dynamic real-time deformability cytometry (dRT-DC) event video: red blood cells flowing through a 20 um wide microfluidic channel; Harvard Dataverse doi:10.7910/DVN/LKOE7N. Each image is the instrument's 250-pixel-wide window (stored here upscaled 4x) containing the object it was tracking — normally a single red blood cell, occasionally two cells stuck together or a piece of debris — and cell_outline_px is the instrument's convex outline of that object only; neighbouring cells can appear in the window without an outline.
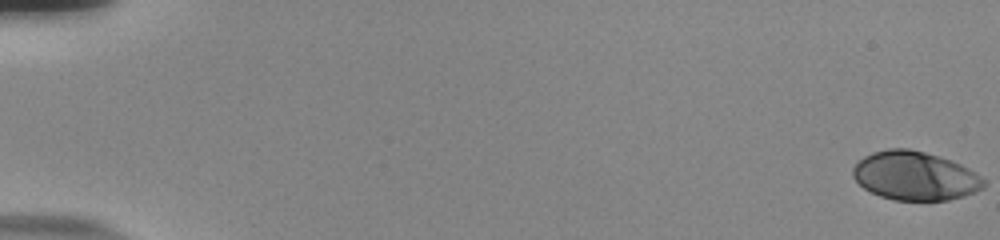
{"species": "human", "species_latin": "Homo sapiens", "temperature_condition": "room temperature", "stored_images_in_passage": 57, "camera_frame_rate_fps": 3000, "um_per_image_px": 0.085, "donor": {"sex": "male"}, "frame": {"image": 1, "passage_image": 1, "time_ms": 0.0, "image_size_px": [1000, 240], "cell_outline_px": [[984, 188], [964, 196], [948, 200], [896, 200], [880, 196], [864, 188], [852, 176], [852, 168], [864, 156], [872, 152], [888, 148], [908, 148], [924, 152], [952, 160], [968, 168], [980, 176], [984, 180]], "centroid_in_image_um": [77.76, 14.94], "position_along_channel_um": 7.2, "area_um2": 37.05}}
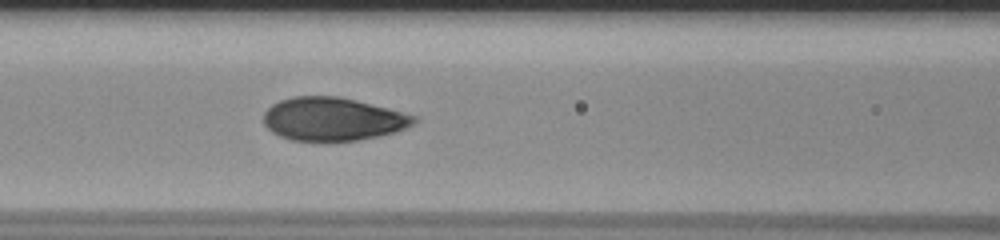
{"frame": {"image": 2, "passage_image": 27, "time_ms": 8.667, "image_size_px": [1000, 240], "cell_outline_px": [[416, 120], [412, 124], [404, 128], [392, 132], [360, 140], [292, 140], [280, 136], [272, 132], [264, 124], [264, 112], [272, 104], [280, 100], [292, 96], [340, 96], [416, 116]], "centroid_in_image_um": [28.22, 10.1], "position_along_channel_um": 138.4, "area_um2": 37.28}}
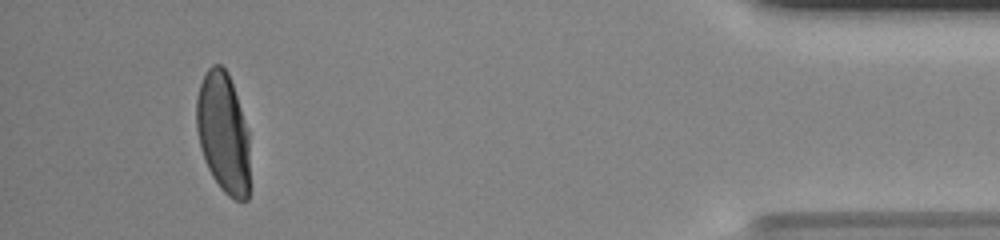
{"frame": {"image": 3, "passage_image": 54, "time_ms": 17.667, "image_size_px": [1000, 240], "cell_outline_px": [[248, 200], [236, 200], [228, 196], [220, 188], [212, 176], [208, 168], [200, 144], [196, 128], [196, 96], [200, 84], [208, 68], [212, 64], [220, 64], [228, 72], [248, 132]], "centroid_in_image_um": [18.95, 11.28], "position_along_channel_um": 416.2, "area_um2": 37.05}, "authors_computed_cell_mechanics": {"area_um2": 37.6278, "velocity_mm_per_s": 3.709, "shape_relaxation_time_tau1_ms": 3.8345, "shape_relaxation_time_tau2_ms": null, "deformation_change_tau1": 0.1934, "deformation_change_tau2": null}}